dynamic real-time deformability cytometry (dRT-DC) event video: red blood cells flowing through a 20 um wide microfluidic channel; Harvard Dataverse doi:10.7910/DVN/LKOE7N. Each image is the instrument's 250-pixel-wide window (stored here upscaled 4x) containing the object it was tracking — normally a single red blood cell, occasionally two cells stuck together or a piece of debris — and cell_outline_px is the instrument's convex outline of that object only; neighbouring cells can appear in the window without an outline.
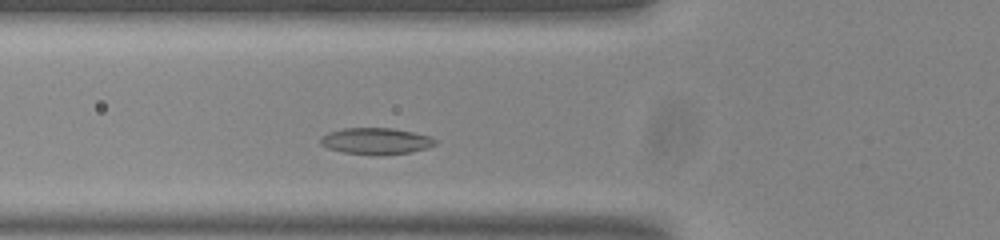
{"species": "common noctule bat (a hibernating species)", "species_latin": "Nyctalus noctula", "temperature_condition": "room temperature", "stored_images_in_passage": 36, "camera_frame_rate_fps": 3000, "um_per_image_px": 0.085, "animal": {"sex": "male", "body_mass_g": 20.0, "forearm_length_mm": 53.3}, "frame": {"image": 1, "passage_image": 9, "time_ms": 2.667, "image_size_px": [1000, 240], "cell_outline_px": [[440, 140], [436, 144], [428, 148], [408, 152], [344, 152], [328, 148], [320, 144], [320, 140], [328, 132], [344, 128], [392, 128], [432, 136]], "centroid_in_image_um": [32.01, 11.94], "position_along_channel_um": 93.8, "area_um2": 16.88}}
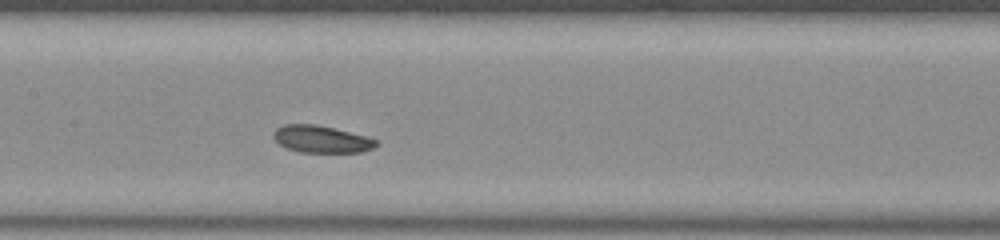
{"frame": {"image": 2, "passage_image": 16, "time_ms": 5.0, "image_size_px": [1000, 240], "cell_outline_px": [[380, 144], [364, 152], [300, 152], [288, 148], [280, 144], [272, 136], [272, 132], [276, 128], [284, 124], [316, 124], [380, 140]], "centroid_in_image_um": [27.33, 11.83], "position_along_channel_um": 180.1, "area_um2": 16.18}}
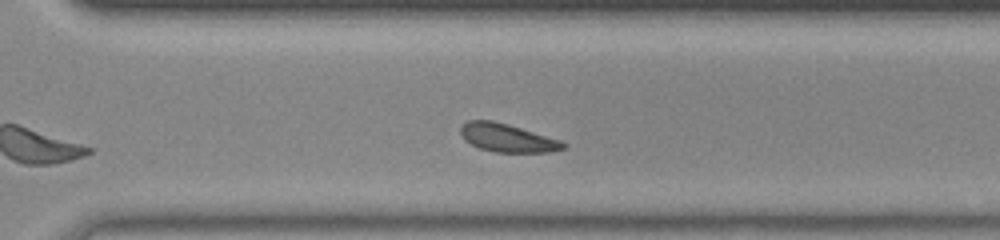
{"frame": {"image": 3, "passage_image": 28, "time_ms": 9.0, "image_size_px": [1000, 240], "cell_outline_px": [[568, 144], [564, 148], [548, 152], [496, 152], [480, 148], [464, 140], [460, 132], [460, 128], [468, 120], [492, 120], [508, 124], [560, 140]], "centroid_in_image_um": [43.11, 11.71], "position_along_channel_um": 327.5, "area_um2": 16.7}, "authors_computed_cell_mechanics": {"area_um2": 16.9065, "velocity_mm_per_s": 3.6985, "shape_relaxation_time_tau1_ms": 3.692, "shape_relaxation_time_tau2_ms": 4.0942, "deformation_change_tau1": 0.0658, "deformation_change_tau2": 0.0993}}